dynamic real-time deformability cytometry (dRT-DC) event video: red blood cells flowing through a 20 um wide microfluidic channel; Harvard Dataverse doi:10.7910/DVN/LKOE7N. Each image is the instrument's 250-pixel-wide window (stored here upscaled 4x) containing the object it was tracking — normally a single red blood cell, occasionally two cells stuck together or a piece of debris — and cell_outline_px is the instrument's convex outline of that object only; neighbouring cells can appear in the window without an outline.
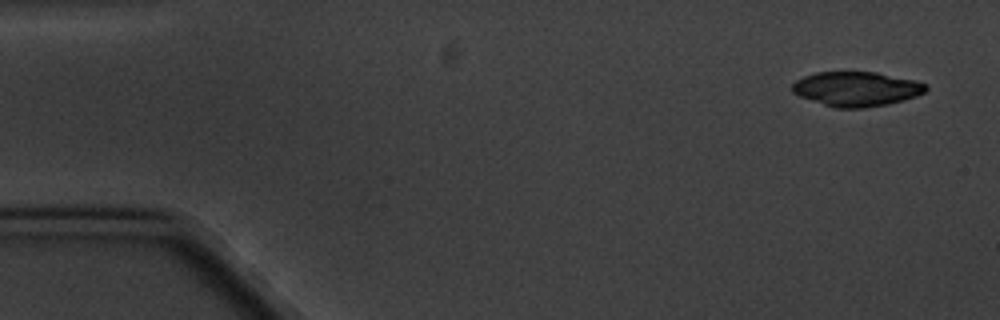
{"species": "common noctule bat (a hibernating species)", "species_latin": "Nyctalus noctula", "temperature_condition": "cold", "stored_images_in_passage": 6, "camera_frame_rate_fps": 3000, "um_per_image_px": 0.085, "animal": {"sex": "male", "body_mass_g": 20.1, "forearm_length_mm": 53.5}, "frame": {"image": 1, "passage_image": 1, "time_ms": 0.0, "image_size_px": [1000, 320], "cell_outline_px": [[928, 88], [924, 92], [916, 96], [904, 100], [888, 104], [864, 108], [836, 108], [800, 96], [792, 92], [792, 84], [796, 80], [804, 76], [816, 72], [876, 72], [916, 80], [928, 84]], "centroid_in_image_um": [72.83, 7.55], "position_along_channel_um": 12.2, "area_um2": 26.93}}